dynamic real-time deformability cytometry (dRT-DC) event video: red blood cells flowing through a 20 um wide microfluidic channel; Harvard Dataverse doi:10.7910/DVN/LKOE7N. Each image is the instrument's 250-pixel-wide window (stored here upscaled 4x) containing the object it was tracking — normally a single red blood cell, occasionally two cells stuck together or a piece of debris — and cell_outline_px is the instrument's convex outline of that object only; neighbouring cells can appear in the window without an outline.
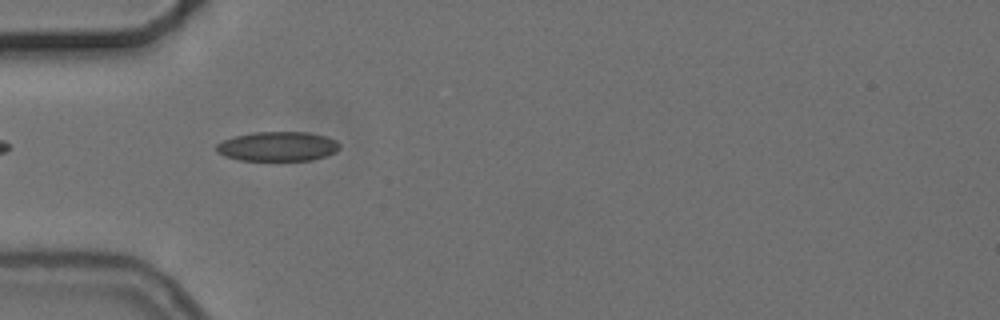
{"species": "common noctule bat (a hibernating species)", "species_latin": "Nyctalus noctula", "temperature_condition": "cold", "stored_images_in_passage": 39, "camera_frame_rate_fps": 3000, "um_per_image_px": 0.085, "animal": {"sex": "female", "body_mass_g": 24.6, "forearm_length_mm": 56.2}, "frame": {"image": 1, "passage_image": 1, "time_ms": 0.0, "image_size_px": [1000, 320], "cell_outline_px": [[340, 148], [336, 152], [328, 156], [312, 160], [240, 160], [224, 156], [216, 152], [216, 144], [224, 140], [236, 136], [252, 132], [308, 132], [324, 136], [336, 140], [340, 144]], "centroid_in_image_um": [23.62, 12.45], "position_along_channel_um": 61.4, "area_um2": 21.27}}
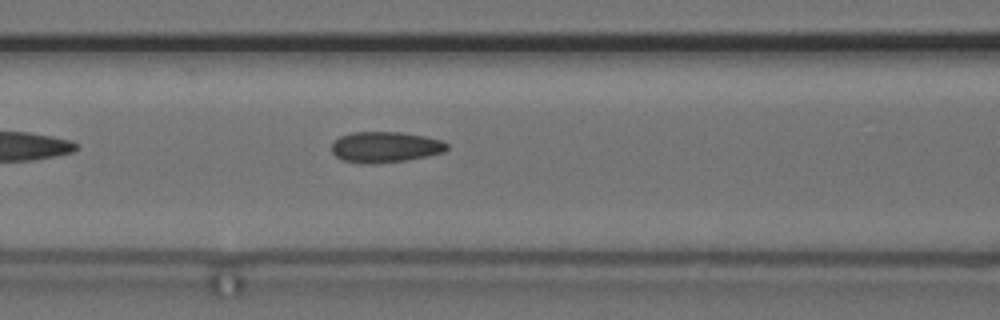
{"frame": {"image": 2, "passage_image": 7, "time_ms": 2.0, "image_size_px": [1000, 320], "cell_outline_px": [[448, 148], [444, 152], [428, 156], [408, 160], [372, 164], [360, 164], [340, 160], [332, 152], [332, 144], [340, 136], [352, 132], [400, 132], [424, 136], [440, 140], [448, 144]], "centroid_in_image_um": [32.73, 12.51], "position_along_channel_um": 133.9, "area_um2": 20.87}}
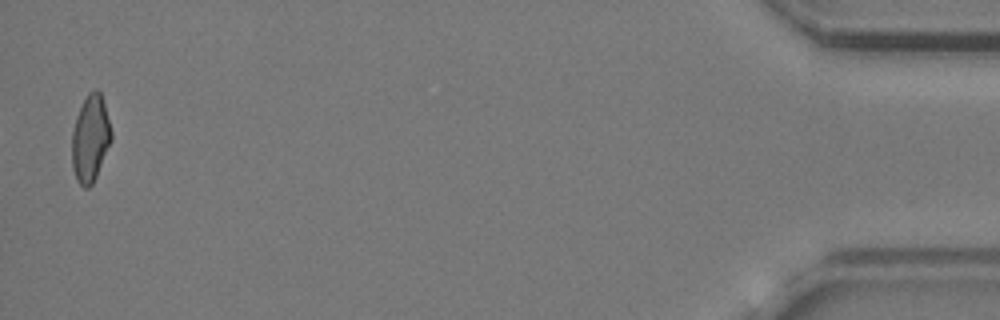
{"frame": {"image": 3, "passage_image": 38, "time_ms": 12.333, "image_size_px": [1000, 320], "cell_outline_px": [[112, 140], [96, 176], [92, 184], [88, 188], [84, 188], [76, 180], [72, 168], [72, 132], [76, 116], [88, 92], [96, 88], [100, 92], [104, 104], [112, 132]], "centroid_in_image_um": [7.67, 11.78], "position_along_channel_um": 427.5, "area_um2": 19.88}, "authors_computed_cell_mechanics": {"area_um2": 20.4034, "velocity_mm_per_s": 3.7237, "shape_relaxation_time_tau1_ms": null, "shape_relaxation_time_tau2_ms": 1.7492, "deformation_change_tau1": null, "deformation_change_tau2": 0.0739}}